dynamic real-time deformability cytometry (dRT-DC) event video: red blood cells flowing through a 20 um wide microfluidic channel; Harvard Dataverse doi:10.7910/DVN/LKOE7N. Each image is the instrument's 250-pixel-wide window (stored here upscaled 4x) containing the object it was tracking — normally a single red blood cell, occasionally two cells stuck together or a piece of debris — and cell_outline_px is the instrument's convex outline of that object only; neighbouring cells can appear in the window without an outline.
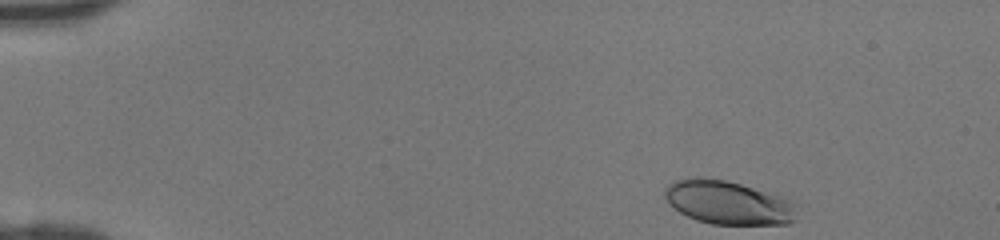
{"species": "human", "species_latin": "Homo sapiens", "temperature_condition": "room temperature", "stored_images_in_passage": 41, "camera_frame_rate_fps": 3000, "um_per_image_px": 0.085, "donor": {"sex": "female"}, "frame": {"image": 1, "passage_image": 1, "time_ms": 0.0, "image_size_px": [1000, 240], "cell_outline_px": [[796, 220], [788, 224], [712, 224], [696, 220], [680, 212], [664, 196], [664, 188], [672, 180], [688, 176], [700, 176], [724, 180], [788, 196], [796, 204]], "centroid_in_image_um": [61.93, 17.19], "position_along_channel_um": 23.1, "area_um2": 34.22}}
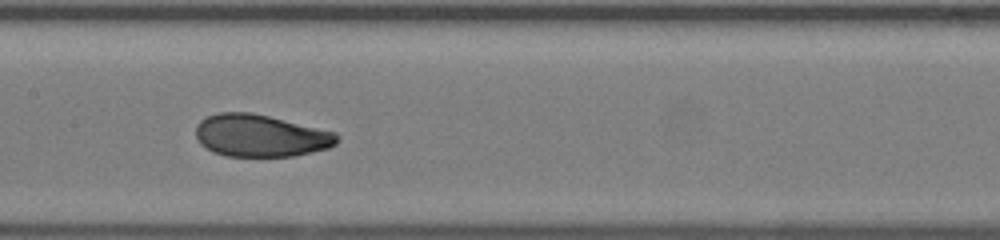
{"frame": {"image": 2, "passage_image": 19, "time_ms": 6.0, "image_size_px": [1000, 240], "cell_outline_px": [[340, 140], [336, 144], [328, 148], [312, 152], [292, 156], [224, 156], [212, 152], [200, 144], [196, 136], [196, 124], [200, 120], [208, 116], [220, 112], [252, 112], [336, 132], [340, 136]], "centroid_in_image_um": [22.14, 11.53], "position_along_channel_um": 185.3, "area_um2": 34.97}}
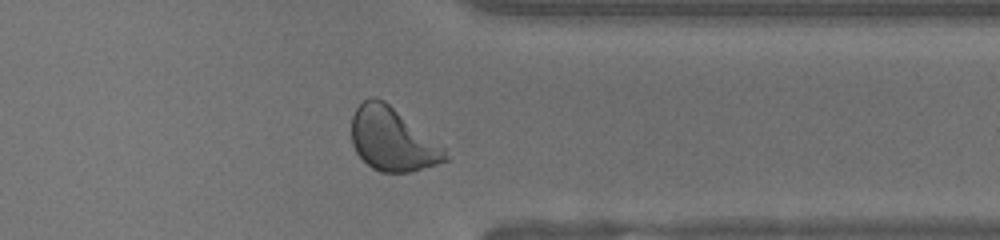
{"frame": {"image": 3, "passage_image": 32, "time_ms": 10.333, "image_size_px": [1000, 240], "cell_outline_px": [[452, 156], [448, 160], [436, 164], [408, 172], [380, 172], [372, 168], [356, 152], [352, 144], [352, 116], [356, 108], [364, 100], [372, 96], [376, 96], [384, 100], [444, 148]], "centroid_in_image_um": [33.34, 11.85], "position_along_channel_um": 378.1, "area_um2": 34.1}}